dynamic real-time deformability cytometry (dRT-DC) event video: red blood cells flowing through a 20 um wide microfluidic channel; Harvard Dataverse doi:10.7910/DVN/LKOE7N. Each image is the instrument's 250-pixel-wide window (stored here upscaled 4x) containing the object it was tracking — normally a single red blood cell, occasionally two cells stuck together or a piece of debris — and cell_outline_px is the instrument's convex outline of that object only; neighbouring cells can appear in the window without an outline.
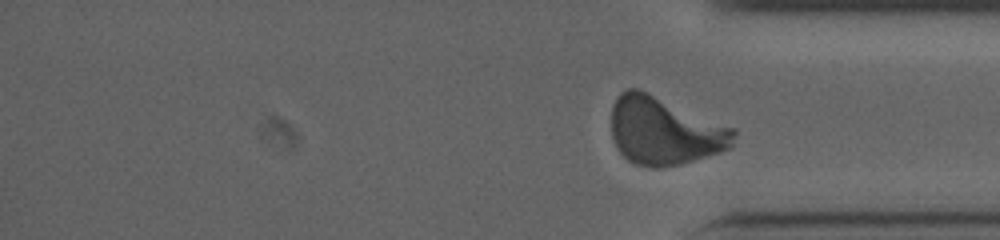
{"species": "human", "species_latin": "Homo sapiens", "temperature_condition": "cold", "stored_images_in_passage": 37, "segment_of_instrument_passage": [2, 2], "camera_frame_rate_fps": 3000, "um_per_image_px": 0.085, "donor": {"sex": "male"}, "frame": {"image": 1, "passage_image": 37, "time_ms": 19.333, "image_size_px": [1000, 240], "cell_outline_px": [[736, 132], [732, 148], [720, 152], [680, 164], [660, 168], [652, 168], [636, 164], [628, 160], [616, 148], [612, 136], [612, 104], [616, 96], [620, 92], [628, 88], [640, 88], [736, 128]], "centroid_in_image_um": [56.49, 11.11], "position_along_channel_um": 378.7, "area_um2": 49.07}}